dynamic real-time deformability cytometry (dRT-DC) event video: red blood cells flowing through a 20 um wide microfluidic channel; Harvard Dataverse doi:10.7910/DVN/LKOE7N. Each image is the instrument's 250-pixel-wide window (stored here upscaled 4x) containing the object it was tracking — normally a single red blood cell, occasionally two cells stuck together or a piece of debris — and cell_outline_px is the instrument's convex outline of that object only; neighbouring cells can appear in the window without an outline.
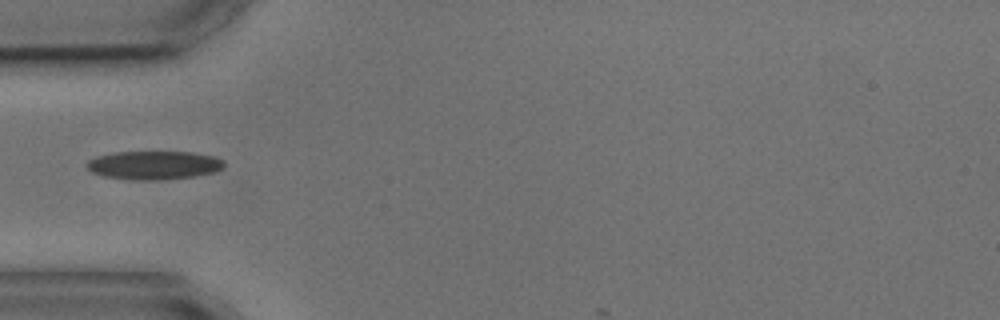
{"species": "common noctule bat (a hibernating species)", "species_latin": "Nyctalus noctula", "temperature_condition": "cold", "stored_images_in_passage": 3, "camera_frame_rate_fps": 3000, "um_per_image_px": 0.085, "animal": {"sex": "male", "body_mass_g": 17.9, "forearm_length_mm": 54.2}, "frame": {"image": 1, "passage_image": 3, "time_ms": 3.333, "image_size_px": [1000, 320], "cell_outline_px": [[224, 168], [216, 172], [192, 176], [156, 180], [132, 180], [104, 176], [92, 172], [84, 164], [88, 160], [96, 156], [112, 152], [192, 152], [212, 156], [224, 160]], "centroid_in_image_um": [13.06, 14.03], "position_along_channel_um": 71.9, "area_um2": 22.89}}